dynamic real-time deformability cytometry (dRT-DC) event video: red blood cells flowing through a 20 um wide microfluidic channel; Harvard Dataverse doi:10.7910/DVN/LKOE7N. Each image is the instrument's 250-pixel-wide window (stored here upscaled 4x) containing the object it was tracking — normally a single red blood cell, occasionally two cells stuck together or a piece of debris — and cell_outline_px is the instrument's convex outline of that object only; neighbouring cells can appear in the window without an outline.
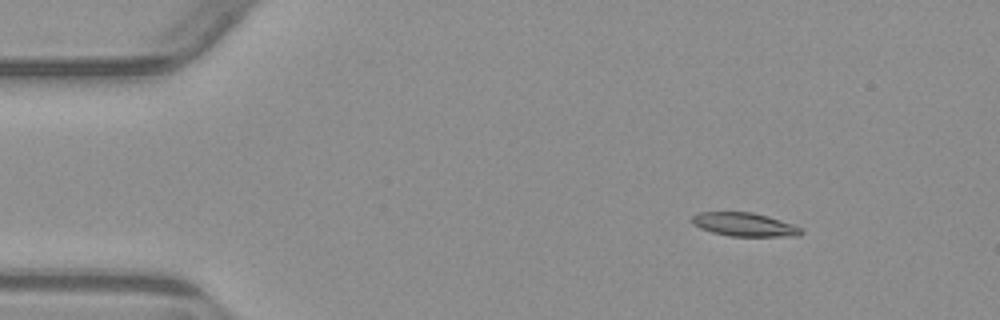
{"species": "common noctule bat (a hibernating species)", "species_latin": "Nyctalus noctula", "temperature_condition": "warm", "stored_images_in_passage": 4, "camera_frame_rate_fps": 3000, "um_per_image_px": 0.085, "animal": {"sex": "male", "body_mass_g": 23.1, "forearm_length_mm": 52.7}, "frame": {"image": 1, "passage_image": 2, "time_ms": 1.333, "image_size_px": [1000, 320], "cell_outline_px": [[804, 232], [800, 236], [728, 236], [712, 232], [700, 228], [692, 224], [692, 216], [700, 212], [752, 212], [768, 216], [792, 224], [800, 228]], "centroid_in_image_um": [63.27, 19.09], "position_along_channel_um": 21.7, "area_um2": 14.97}}
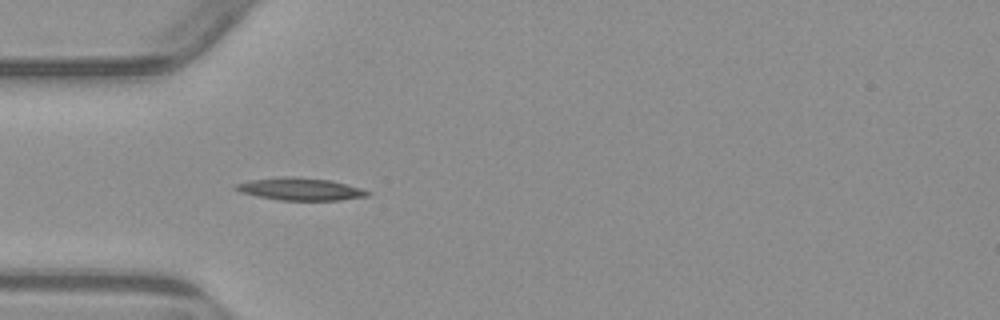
{"frame": {"image": 2, "passage_image": 4, "time_ms": 4.333, "image_size_px": [1000, 320], "cell_outline_px": [[372, 192], [368, 196], [340, 200], [280, 200], [240, 192], [232, 188], [236, 184], [252, 180], [284, 176], [292, 176], [332, 180], [360, 188]], "centroid_in_image_um": [25.55, 16.06], "position_along_channel_um": 59.4, "area_um2": 17.11}}